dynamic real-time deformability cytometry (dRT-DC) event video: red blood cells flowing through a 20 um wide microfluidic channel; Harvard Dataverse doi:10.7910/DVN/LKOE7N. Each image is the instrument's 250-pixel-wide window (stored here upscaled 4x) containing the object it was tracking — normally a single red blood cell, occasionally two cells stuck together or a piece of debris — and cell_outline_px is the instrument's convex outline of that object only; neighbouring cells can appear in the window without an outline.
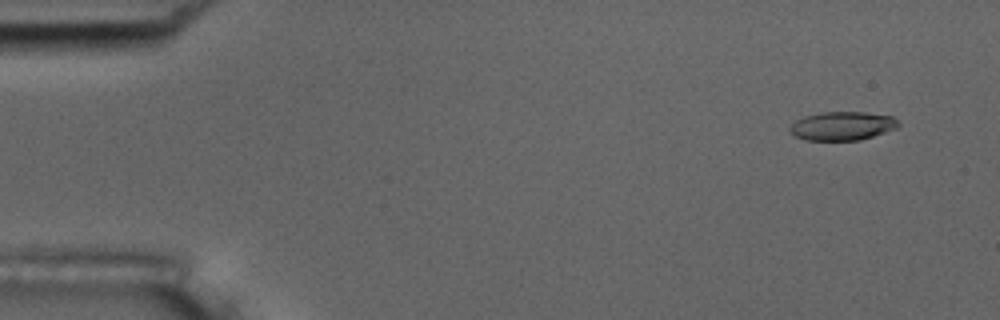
{"species": "common noctule bat (a hibernating species)", "species_latin": "Nyctalus noctula", "temperature_condition": "room temperature", "stored_images_in_passage": 55, "camera_frame_rate_fps": 3000, "um_per_image_px": 0.085, "animal": {"sex": "male", "body_mass_g": 17.5, "forearm_length_mm": 52.3}, "frame": {"image": 1, "passage_image": 4, "time_ms": 1.0, "image_size_px": [1000, 320], "cell_outline_px": [[900, 124], [896, 128], [860, 140], [804, 140], [796, 136], [788, 128], [796, 120], [804, 116], [820, 112], [864, 112], [892, 116], [900, 120]], "centroid_in_image_um": [71.6, 10.69], "position_along_channel_um": 13.4, "area_um2": 18.09}}
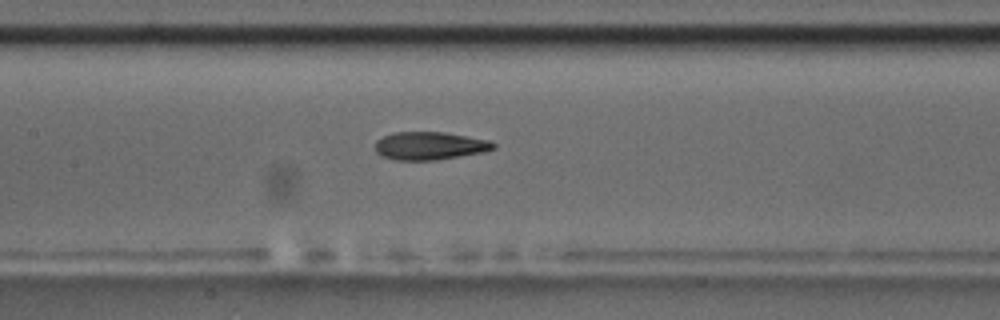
{"frame": {"image": 2, "passage_image": 26, "time_ms": 8.333, "image_size_px": [1000, 320], "cell_outline_px": [[496, 148], [484, 152], [436, 160], [396, 160], [384, 156], [376, 152], [376, 140], [392, 132], [444, 132], [492, 140], [496, 144]], "centroid_in_image_um": [36.57, 12.38], "position_along_channel_um": 170.8, "area_um2": 19.36}}
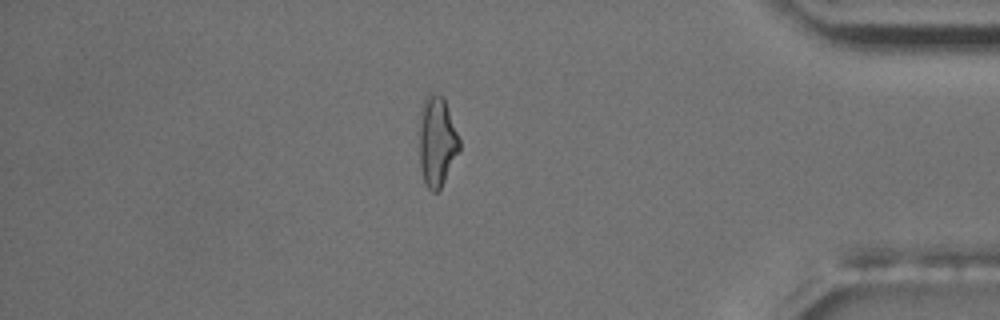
{"frame": {"image": 3, "passage_image": 47, "time_ms": 15.333, "image_size_px": [1000, 320], "cell_outline_px": [[460, 152], [440, 188], [436, 192], [432, 192], [424, 184], [420, 168], [420, 108], [424, 96], [428, 92], [432, 92], [444, 96], [460, 140]], "centroid_in_image_um": [37.14, 11.98], "position_along_channel_um": 398.1, "area_um2": 21.44}, "authors_computed_cell_mechanics": {"area_um2": 19.5364, "velocity_mm_per_s": 3.7219, "shape_relaxation_time_tau1_ms": 5.2708, "shape_relaxation_time_tau2_ms": 1.5208, "deformation_change_tau1": 0.2006, "deformation_change_tau2": 0.092}}